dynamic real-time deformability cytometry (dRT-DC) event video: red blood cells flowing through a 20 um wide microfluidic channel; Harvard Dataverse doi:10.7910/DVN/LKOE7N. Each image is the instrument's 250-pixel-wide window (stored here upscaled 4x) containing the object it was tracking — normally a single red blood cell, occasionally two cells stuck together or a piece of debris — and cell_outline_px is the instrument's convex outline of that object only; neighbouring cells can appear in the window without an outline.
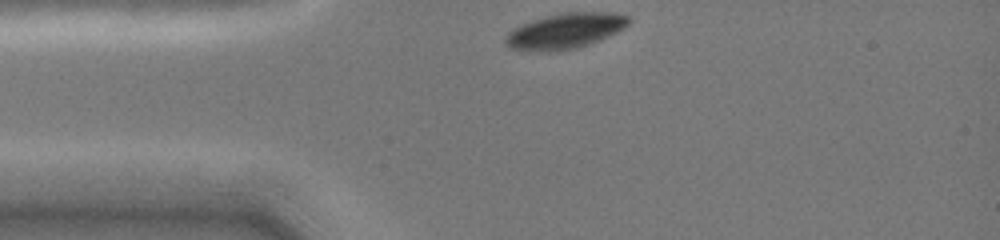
{"species": "common noctule bat (a hibernating species)", "species_latin": "Nyctalus noctula", "temperature_condition": "cold", "stored_images_in_passage": 31, "camera_frame_rate_fps": 3000, "um_per_image_px": 0.085, "animal": {"sex": "female", "body_mass_g": 19.0, "forearm_length_mm": 51.5}, "frame": {"image": 1, "passage_image": 1, "time_ms": 0.0, "image_size_px": [1000, 240], "cell_outline_px": [[632, 20], [624, 28], [608, 36], [588, 44], [576, 48], [512, 48], [504, 40], [508, 32], [512, 28], [532, 20], [564, 12], [612, 12], [628, 16]], "centroid_in_image_um": [48.13, 2.55], "position_along_channel_um": 36.9, "area_um2": 24.22}}
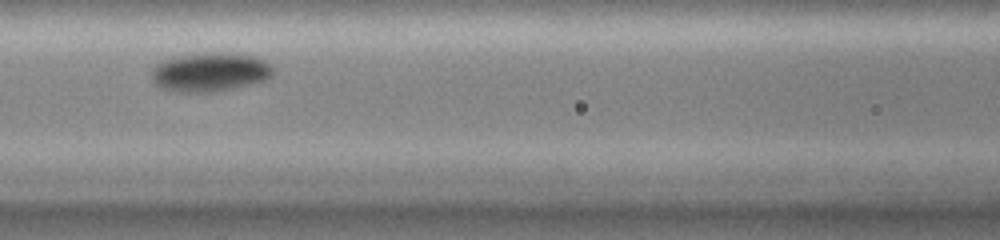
{"frame": {"image": 2, "passage_image": 11, "time_ms": 3.333, "image_size_px": [1000, 240], "cell_outline_px": [[272, 72], [264, 80], [212, 92], [176, 92], [160, 88], [152, 80], [152, 68], [156, 64], [164, 60], [180, 56], [216, 52], [240, 52], [264, 60], [272, 68]], "centroid_in_image_um": [17.8, 6.11], "position_along_channel_um": 148.8, "area_um2": 27.22}}
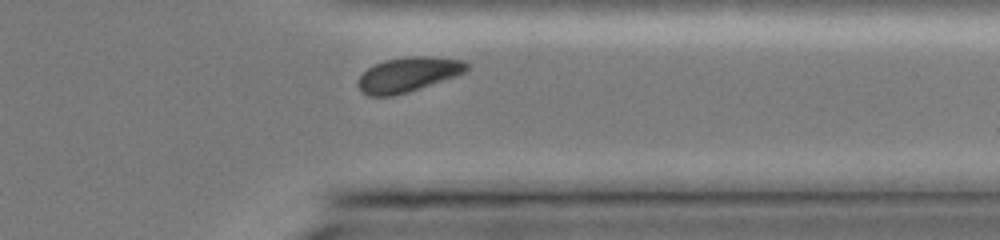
{"frame": {"image": 3, "passage_image": 28, "time_ms": 9.0, "image_size_px": [1000, 240], "cell_outline_px": [[468, 68], [464, 72], [456, 76], [408, 92], [392, 96], [368, 96], [360, 92], [356, 84], [356, 80], [368, 68], [376, 64], [388, 60], [408, 56], [432, 56], [464, 60], [468, 64]], "centroid_in_image_um": [34.66, 6.34], "position_along_channel_um": 376.7, "area_um2": 22.02}, "authors_computed_cell_mechanics": {"area_um2": 24.565, "velocity_mm_per_s": 3.9966, "shape_relaxation_time_tau1_ms": 1.3498, "shape_relaxation_time_tau2_ms": null, "deformation_change_tau1": 0.0858, "deformation_change_tau2": null}}